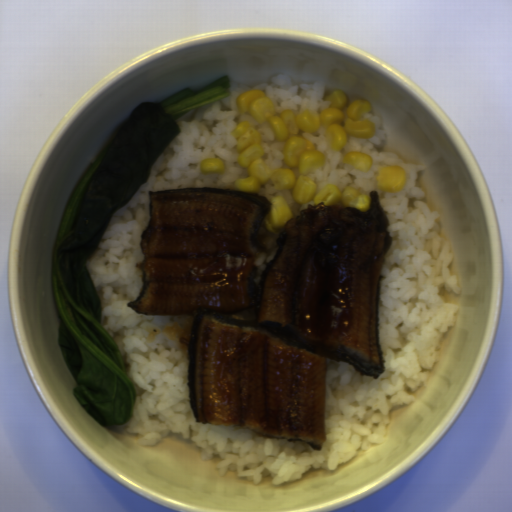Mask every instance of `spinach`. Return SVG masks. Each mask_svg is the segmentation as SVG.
I'll return each instance as SVG.
<instances>
[{
  "label": "spinach",
  "instance_id": "spinach-1",
  "mask_svg": "<svg viewBox=\"0 0 512 512\" xmlns=\"http://www.w3.org/2000/svg\"><path fill=\"white\" fill-rule=\"evenodd\" d=\"M230 89L225 75L159 102L138 103L77 180L61 214L50 273L57 342L76 382V400L102 426L130 421L137 397L124 357L101 325L102 304L86 262L110 219L148 180L152 166L181 132L176 120L230 96Z\"/></svg>",
  "mask_w": 512,
  "mask_h": 512
}]
</instances>
